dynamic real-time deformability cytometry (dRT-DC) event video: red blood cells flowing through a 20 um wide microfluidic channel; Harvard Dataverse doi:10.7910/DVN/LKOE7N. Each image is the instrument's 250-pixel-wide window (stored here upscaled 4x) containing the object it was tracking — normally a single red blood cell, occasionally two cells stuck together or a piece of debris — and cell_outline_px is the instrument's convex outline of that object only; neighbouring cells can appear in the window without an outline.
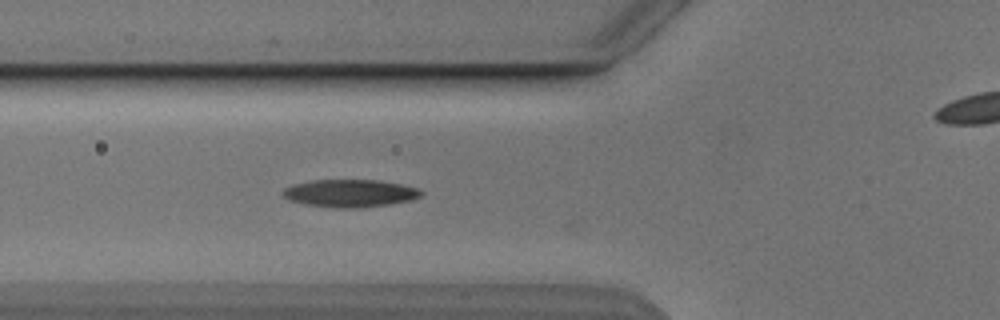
{"species": "Egyptian fruit bat (a non-hibernating species)", "species_latin": "Rousettus aegyptiacus", "temperature_condition": "cold", "stored_images_in_passage": 4, "segment_of_instrument_passage": [1, 2], "camera_frame_rate_fps": 3000, "um_per_image_px": 0.085, "animal": {"sex": "male"}, "frame": {"image": 1, "passage_image": 3, "time_ms": 2.333, "image_size_px": [1000, 320], "cell_outline_px": [[424, 192], [420, 196], [412, 200], [388, 204], [360, 208], [336, 208], [304, 204], [288, 200], [280, 192], [284, 188], [292, 184], [312, 180], [376, 180], [400, 184], [420, 188]], "centroid_in_image_um": [29.73, 16.43], "position_along_channel_um": 96.1, "area_um2": 22.43}}